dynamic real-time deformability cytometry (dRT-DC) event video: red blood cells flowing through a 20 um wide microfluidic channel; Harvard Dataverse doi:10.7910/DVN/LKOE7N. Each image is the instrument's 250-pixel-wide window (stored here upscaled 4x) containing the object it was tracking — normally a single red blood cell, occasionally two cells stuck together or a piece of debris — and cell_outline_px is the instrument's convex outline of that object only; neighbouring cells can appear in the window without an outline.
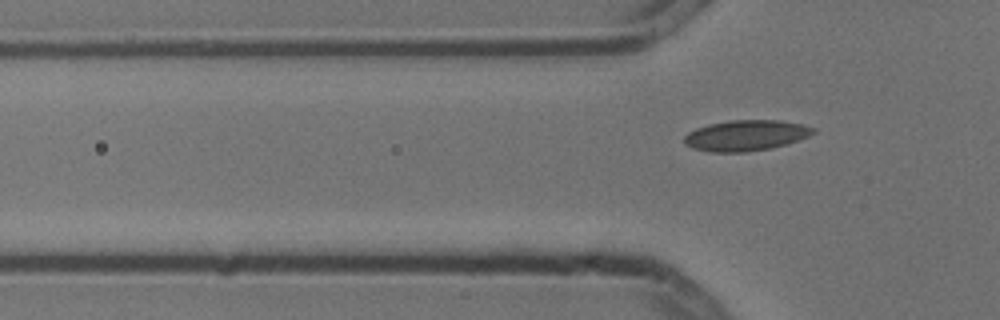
{"species": "common noctule bat (a hibernating species)", "species_latin": "Nyctalus noctula", "temperature_condition": "cold", "stored_images_in_passage": 7, "segment_of_instrument_passage": [2, 2], "camera_frame_rate_fps": 3000, "um_per_image_px": 0.085, "animal": {"sex": "male", "body_mass_g": 13.3}, "frame": {"image": 1, "passage_image": 7, "time_ms": 2.0, "image_size_px": [1000, 320], "cell_outline_px": [[816, 132], [808, 136], [788, 144], [768, 148], [744, 152], [708, 152], [692, 148], [684, 144], [684, 136], [688, 132], [696, 128], [708, 124], [732, 120], [780, 120], [804, 124], [816, 128]], "centroid_in_image_um": [63.4, 11.51], "position_along_channel_um": 62.4, "area_um2": 23.24}}